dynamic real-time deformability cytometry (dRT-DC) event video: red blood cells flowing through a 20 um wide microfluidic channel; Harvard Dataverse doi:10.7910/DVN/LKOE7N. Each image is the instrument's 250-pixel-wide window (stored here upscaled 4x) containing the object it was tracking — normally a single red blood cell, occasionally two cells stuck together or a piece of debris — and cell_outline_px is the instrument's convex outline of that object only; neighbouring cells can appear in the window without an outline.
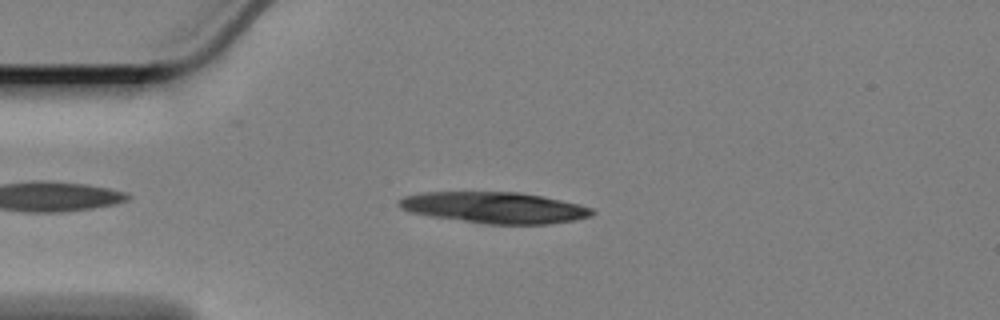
{"species": "Egyptian fruit bat (a non-hibernating species)", "species_latin": "Rousettus aegyptiacus", "temperature_condition": "cold", "stored_images_in_passage": 52, "camera_frame_rate_fps": 3000, "um_per_image_px": 0.085, "animal": {"sex": "female"}, "frame": {"image": 1, "passage_image": 7, "time_ms": 2.0, "image_size_px": [1000, 320], "cell_outline_px": [[596, 212], [592, 216], [576, 220], [544, 224], [484, 224], [432, 216], [412, 212], [400, 208], [396, 204], [404, 196], [420, 192], [520, 192], [544, 196], [580, 204], [592, 208]], "centroid_in_image_um": [42.07, 17.64], "position_along_channel_um": 42.9, "area_um2": 35.26}}